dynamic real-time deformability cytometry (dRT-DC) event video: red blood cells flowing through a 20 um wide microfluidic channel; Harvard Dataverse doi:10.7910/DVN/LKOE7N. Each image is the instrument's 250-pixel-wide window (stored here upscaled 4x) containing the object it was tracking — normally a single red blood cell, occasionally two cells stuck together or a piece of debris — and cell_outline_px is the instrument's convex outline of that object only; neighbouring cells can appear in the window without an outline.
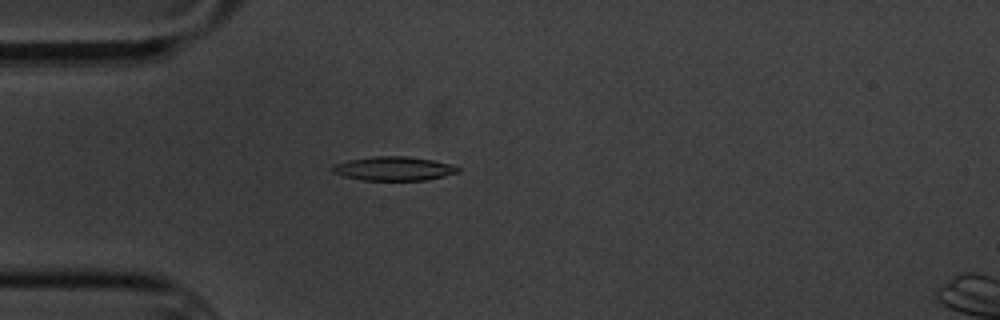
{"species": "common noctule bat (a hibernating species)", "species_latin": "Nyctalus noctula", "temperature_condition": "cold", "stored_images_in_passage": 5, "camera_frame_rate_fps": 3000, "um_per_image_px": 0.085, "animal": {"sex": "male", "body_mass_g": 20.1, "forearm_length_mm": 53.5}, "frame": {"image": 1, "passage_image": 5, "time_ms": 4.667, "image_size_px": [1000, 320], "cell_outline_px": [[460, 172], [444, 176], [424, 180], [360, 180], [344, 176], [332, 172], [332, 164], [348, 160], [376, 156], [404, 156], [432, 160], [448, 164], [460, 168]], "centroid_in_image_um": [33.43, 14.33], "position_along_channel_um": 51.6, "area_um2": 17.4}}